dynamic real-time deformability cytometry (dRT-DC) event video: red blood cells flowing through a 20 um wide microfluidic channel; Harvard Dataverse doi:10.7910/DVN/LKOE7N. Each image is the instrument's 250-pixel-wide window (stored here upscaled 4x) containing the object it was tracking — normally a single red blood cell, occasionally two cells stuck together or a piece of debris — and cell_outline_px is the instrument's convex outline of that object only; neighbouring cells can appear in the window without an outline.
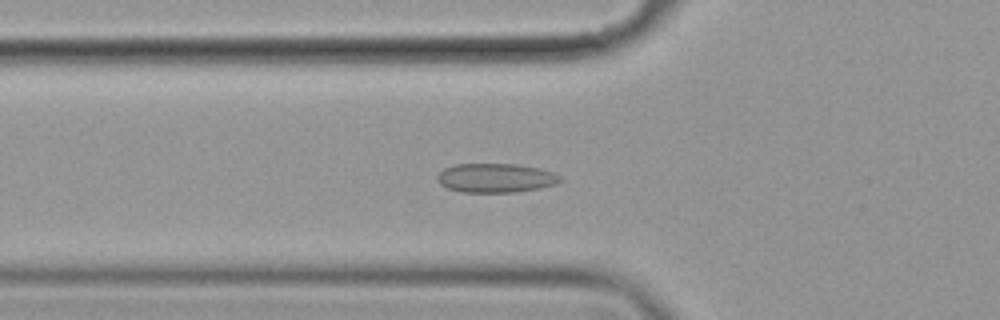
{"species": "common noctule bat (a hibernating species)", "species_latin": "Nyctalus noctula", "temperature_condition": "cold", "stored_images_in_passage": 58, "camera_frame_rate_fps": 3000, "um_per_image_px": 0.085, "animal": {"sex": "female", "body_mass_g": 19.9}, "frame": {"image": 1, "passage_image": 21, "time_ms": 6.667, "image_size_px": [1000, 320], "cell_outline_px": [[560, 180], [556, 184], [540, 188], [516, 192], [460, 192], [448, 188], [440, 184], [436, 180], [436, 176], [444, 168], [456, 164], [516, 164], [540, 168], [552, 172], [560, 176]], "centroid_in_image_um": [42.11, 15.13], "position_along_channel_um": 83.7, "area_um2": 20.87}}
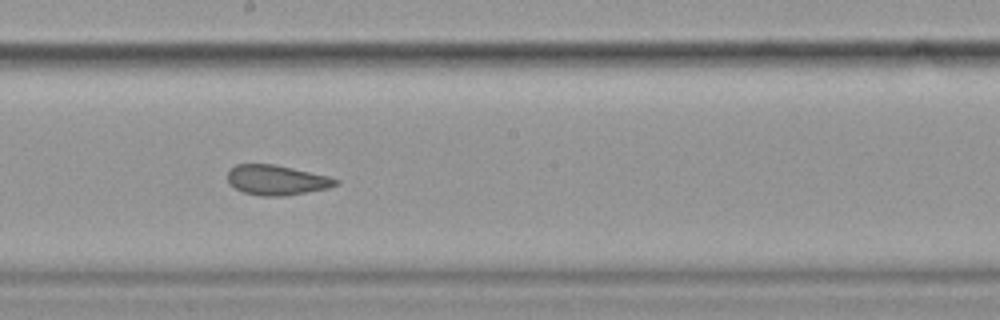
{"frame": {"image": 2, "passage_image": 33, "time_ms": 10.667, "image_size_px": [1000, 320], "cell_outline_px": [[340, 184], [328, 188], [308, 192], [284, 196], [260, 196], [244, 192], [228, 184], [228, 172], [236, 164], [276, 164], [328, 176], [340, 180]], "centroid_in_image_um": [23.54, 15.3], "position_along_channel_um": 224.7, "area_um2": 18.96}}
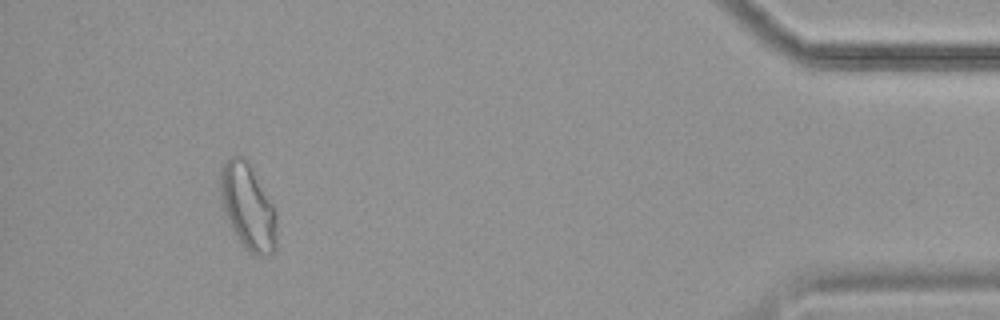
{"frame": {"image": 3, "passage_image": 54, "time_ms": 17.667, "image_size_px": [1000, 320], "cell_outline_px": [[276, 248], [272, 252], [264, 256], [256, 256], [240, 240], [228, 224], [220, 196], [220, 168], [232, 156], [244, 156], [272, 204], [276, 216]], "centroid_in_image_um": [21.05, 17.58], "position_along_channel_um": 414.1, "area_um2": 27.57}, "authors_computed_cell_mechanics": {"area_um2": 22.0796, "velocity_mm_per_s": 3.5242, "shape_relaxation_time_tau1_ms": null, "shape_relaxation_time_tau2_ms": 1.356, "deformation_change_tau1": null, "deformation_change_tau2": 0.0627}}